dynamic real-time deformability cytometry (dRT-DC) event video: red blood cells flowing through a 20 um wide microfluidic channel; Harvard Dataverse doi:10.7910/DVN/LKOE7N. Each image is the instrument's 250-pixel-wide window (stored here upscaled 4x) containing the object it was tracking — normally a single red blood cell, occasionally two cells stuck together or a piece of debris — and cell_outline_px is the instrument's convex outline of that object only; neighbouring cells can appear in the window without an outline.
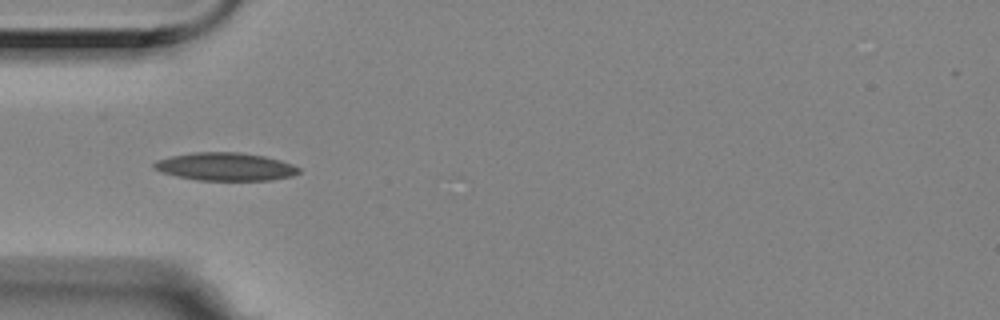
{"species": "Egyptian fruit bat (a non-hibernating species)", "species_latin": "Rousettus aegyptiacus", "temperature_condition": "room temperature", "stored_images_in_passage": 7, "camera_frame_rate_fps": 3000, "um_per_image_px": 0.085, "animal": {"sex": "female"}, "frame": {"image": 1, "passage_image": 4, "time_ms": 1.0, "image_size_px": [1000, 320], "cell_outline_px": [[300, 172], [292, 176], [272, 180], [196, 180], [176, 176], [164, 172], [156, 168], [152, 164], [156, 160], [172, 156], [192, 152], [240, 152], [264, 156], [280, 160], [292, 164], [300, 168]], "centroid_in_image_um": [19.19, 14.16], "position_along_channel_um": 65.8, "area_um2": 23.52}}
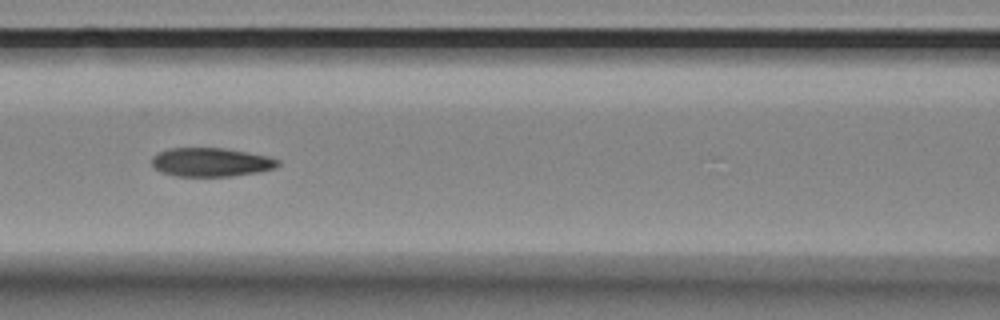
{"frame": {"image": 2, "passage_image": 6, "time_ms": 1.667, "image_size_px": [1000, 320], "cell_outline_px": [[280, 164], [272, 168], [256, 172], [232, 176], [176, 176], [160, 172], [152, 164], [152, 156], [156, 152], [168, 148], [224, 148], [248, 152], [268, 156], [280, 160]], "centroid_in_image_um": [17.89, 13.77], "position_along_channel_um": 148.7, "area_um2": 21.15}}
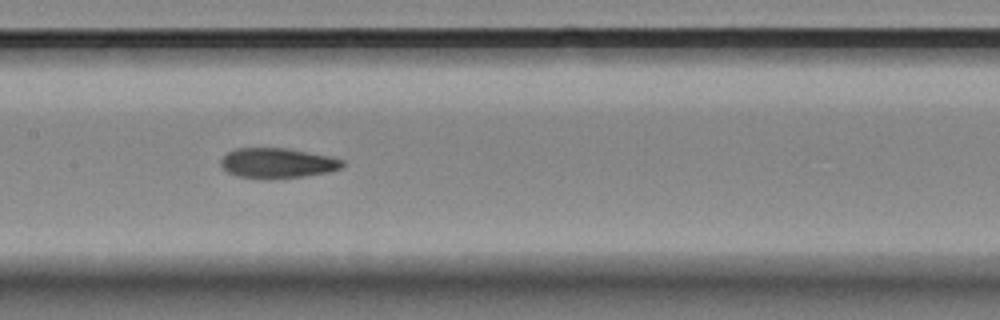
{"frame": {"image": 3, "passage_image": 7, "time_ms": 2.0, "image_size_px": [1000, 320], "cell_outline_px": [[344, 164], [340, 168], [328, 172], [304, 176], [268, 180], [236, 176], [228, 172], [220, 164], [220, 160], [228, 152], [236, 148], [288, 148], [332, 156], [344, 160]], "centroid_in_image_um": [23.58, 13.87], "position_along_channel_um": 183.8, "area_um2": 21.62}}